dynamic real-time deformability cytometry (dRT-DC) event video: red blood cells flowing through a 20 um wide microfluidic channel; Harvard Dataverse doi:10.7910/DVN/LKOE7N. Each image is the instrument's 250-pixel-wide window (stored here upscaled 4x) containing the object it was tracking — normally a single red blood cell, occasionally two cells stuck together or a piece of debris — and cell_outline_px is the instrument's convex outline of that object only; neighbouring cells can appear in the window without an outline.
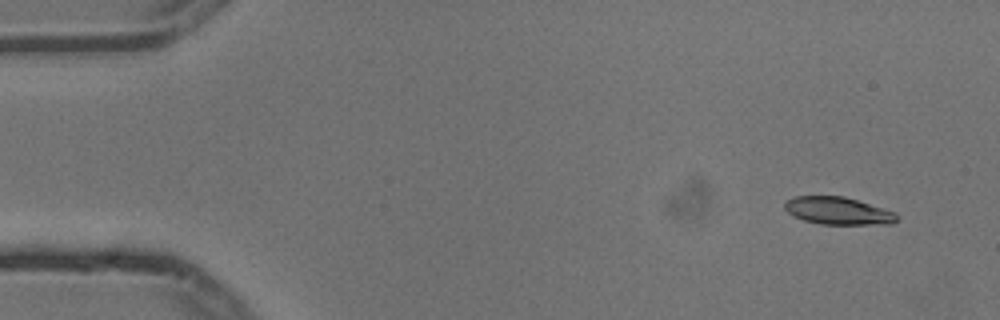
{"species": "common noctule bat (a hibernating species)", "species_latin": "Nyctalus noctula", "temperature_condition": "cold", "stored_images_in_passage": 5, "camera_frame_rate_fps": 3000, "um_per_image_px": 0.085, "animal": {"sex": "male", "body_mass_g": 13.3}, "frame": {"image": 1, "passage_image": 1, "time_ms": 0.0, "image_size_px": [1000, 320], "cell_outline_px": [[896, 220], [892, 224], [820, 224], [804, 220], [792, 216], [784, 208], [784, 204], [788, 200], [796, 196], [844, 196], [896, 212]], "centroid_in_image_um": [71.22, 17.92], "position_along_channel_um": 13.8, "area_um2": 17.86}}
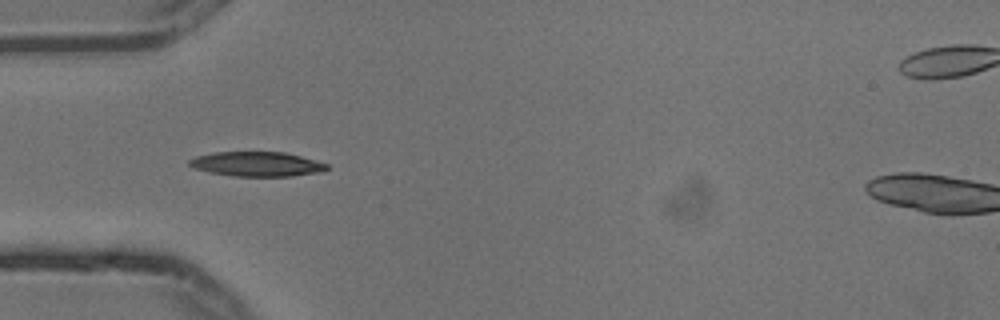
{"frame": {"image": 2, "passage_image": 4, "time_ms": 1.0, "image_size_px": [1000, 320], "cell_outline_px": [[328, 168], [324, 172], [292, 176], [232, 176], [212, 172], [196, 168], [188, 164], [188, 160], [196, 156], [212, 152], [284, 152], [300, 156], [328, 164]], "centroid_in_image_um": [21.86, 13.94], "position_along_channel_um": 63.1, "area_um2": 19.65}}
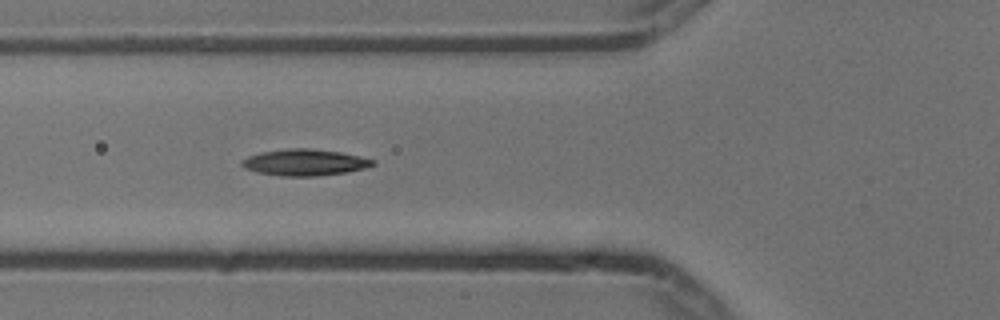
{"frame": {"image": 3, "passage_image": 5, "time_ms": 1.333, "image_size_px": [1000, 320], "cell_outline_px": [[376, 164], [368, 168], [348, 172], [316, 176], [280, 176], [256, 172], [244, 168], [240, 164], [240, 160], [248, 156], [260, 152], [288, 148], [308, 148], [340, 152], [376, 160]], "centroid_in_image_um": [25.89, 13.81], "position_along_channel_um": 99.9, "area_um2": 20.4}}